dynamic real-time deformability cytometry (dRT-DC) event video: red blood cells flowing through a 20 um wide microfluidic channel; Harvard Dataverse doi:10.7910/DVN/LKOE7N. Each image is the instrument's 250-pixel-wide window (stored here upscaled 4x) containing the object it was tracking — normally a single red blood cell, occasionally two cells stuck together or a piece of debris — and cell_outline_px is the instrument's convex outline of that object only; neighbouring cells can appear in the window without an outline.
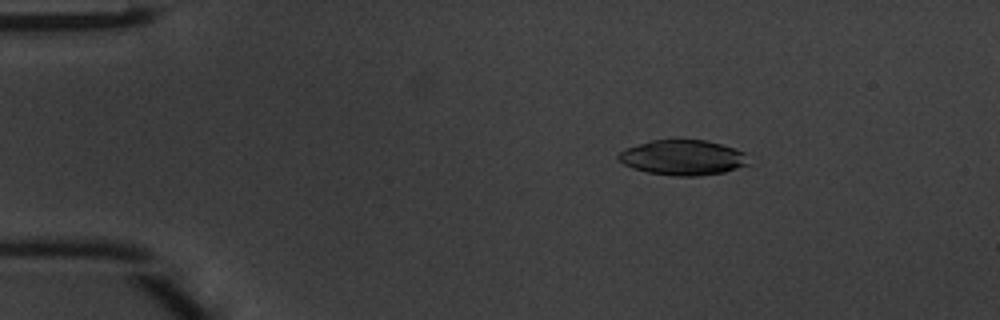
{"species": "common noctule bat (a hibernating species)", "species_latin": "Nyctalus noctula", "temperature_condition": "warm", "stored_images_in_passage": 42, "camera_frame_rate_fps": 3000, "um_per_image_px": 0.085, "animal": {"sex": "male", "body_mass_g": 20.1, "forearm_length_mm": 53.5}, "frame": {"image": 1, "passage_image": 2, "time_ms": 0.333, "image_size_px": [1000, 320], "cell_outline_px": [[748, 164], [724, 172], [696, 176], [676, 176], [648, 172], [632, 168], [624, 164], [616, 156], [624, 148], [652, 140], [704, 140], [720, 144], [744, 152]], "centroid_in_image_um": [57.99, 13.39], "position_along_channel_um": 27.0, "area_um2": 26.3}}
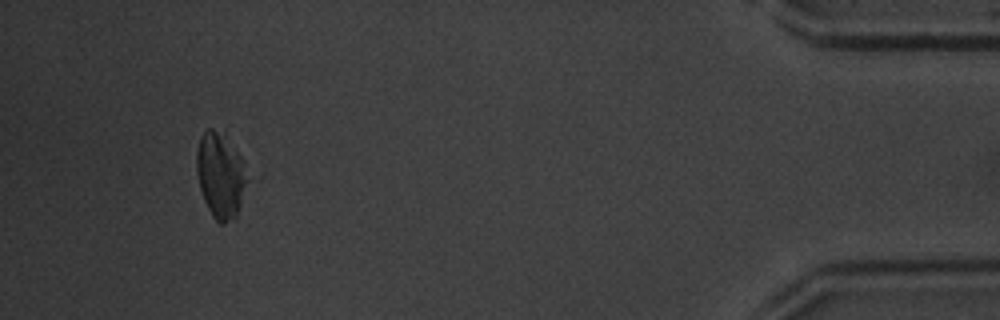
{"frame": {"image": 2, "passage_image": 39, "time_ms": 12.667, "image_size_px": [1000, 320], "cell_outline_px": [[248, 180], [236, 220], [224, 224], [220, 224], [212, 216], [204, 200], [200, 188], [196, 172], [196, 152], [200, 136], [208, 128], [224, 128], [240, 156], [244, 164]], "centroid_in_image_um": [18.75, 14.86], "position_along_channel_um": 416.5, "area_um2": 26.01}}